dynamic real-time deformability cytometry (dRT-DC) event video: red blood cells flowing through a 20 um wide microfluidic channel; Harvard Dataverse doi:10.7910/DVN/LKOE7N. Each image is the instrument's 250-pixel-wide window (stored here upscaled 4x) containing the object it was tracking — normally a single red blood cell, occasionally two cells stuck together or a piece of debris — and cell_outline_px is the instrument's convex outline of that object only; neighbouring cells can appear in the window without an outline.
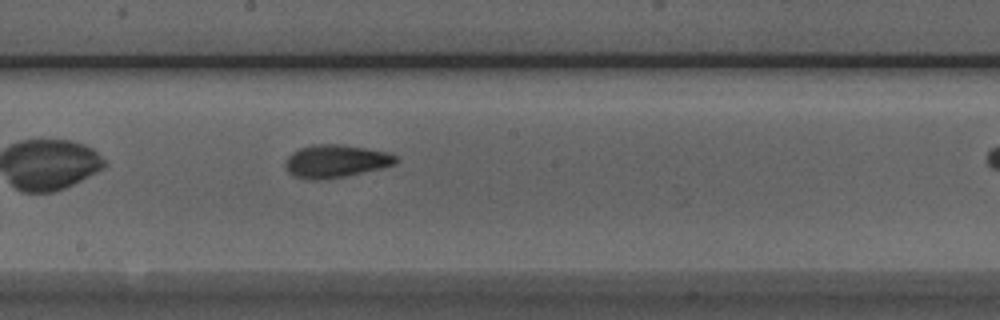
{"species": "Egyptian fruit bat (a non-hibernating species)", "species_latin": "Rousettus aegyptiacus", "temperature_condition": "room temperature", "stored_images_in_passage": 26, "camera_frame_rate_fps": 3000, "um_per_image_px": 0.085, "animal": {"sex": "male"}, "frame": {"image": 1, "passage_image": 12, "time_ms": 3.667, "image_size_px": [1000, 320], "cell_outline_px": [[400, 160], [396, 164], [380, 168], [344, 176], [296, 176], [288, 172], [284, 164], [288, 156], [292, 152], [300, 148], [316, 144], [340, 144], [388, 152], [396, 156]], "centroid_in_image_um": [28.6, 13.64], "position_along_channel_um": 219.6, "area_um2": 20.17}}
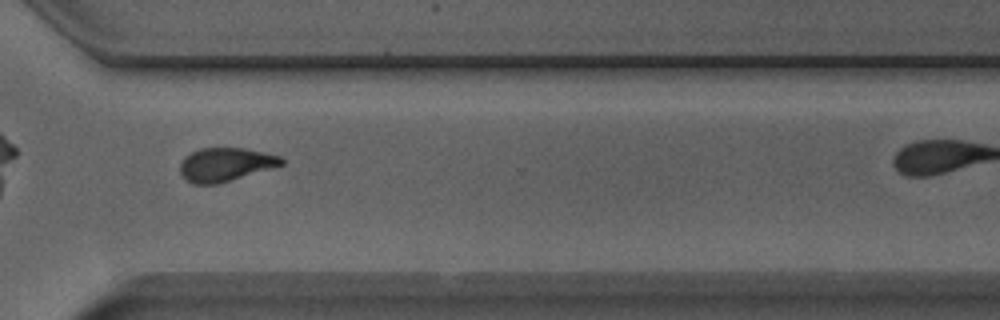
{"frame": {"image": 2, "passage_image": 22, "time_ms": 7.0, "image_size_px": [1000, 320], "cell_outline_px": [[284, 164], [216, 184], [196, 184], [188, 180], [180, 172], [180, 164], [192, 152], [200, 148], [244, 148], [264, 152], [280, 156], [284, 160]], "centroid_in_image_um": [19.18, 13.97], "position_along_channel_um": 351.4, "area_um2": 19.31}}